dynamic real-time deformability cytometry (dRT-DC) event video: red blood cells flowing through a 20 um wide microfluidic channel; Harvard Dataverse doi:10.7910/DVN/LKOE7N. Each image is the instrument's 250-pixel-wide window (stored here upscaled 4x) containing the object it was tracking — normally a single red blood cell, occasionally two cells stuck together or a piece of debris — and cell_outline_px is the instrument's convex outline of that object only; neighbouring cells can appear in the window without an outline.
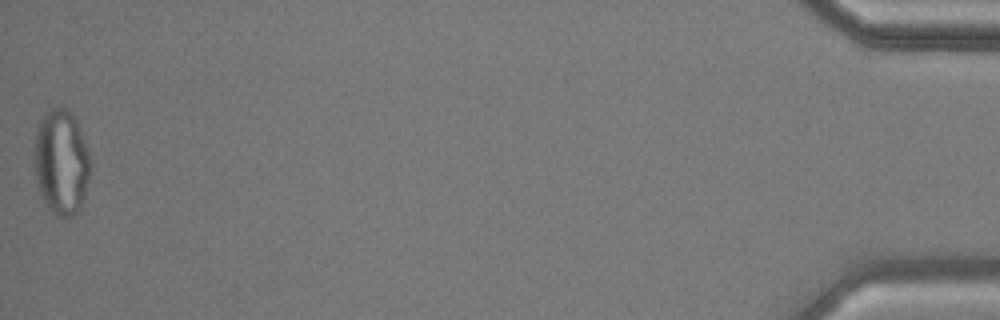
{"species": "common noctule bat (a hibernating species)", "species_latin": "Nyctalus noctula", "temperature_condition": "cold", "stored_images_in_passage": 46, "camera_frame_rate_fps": 3000, "um_per_image_px": 0.085, "animal": {"sex": "male", "body_mass_g": 17.9, "forearm_length_mm": 54.2}, "frame": {"image": 1, "passage_image": 46, "time_ms": 15.0, "image_size_px": [1000, 320], "cell_outline_px": [[92, 164], [80, 212], [72, 216], [56, 216], [48, 208], [40, 192], [36, 180], [36, 132], [40, 116], [48, 108], [64, 108], [76, 120], [88, 148]], "centroid_in_image_um": [5.24, 13.79], "position_along_channel_um": 430.0, "area_um2": 34.28}, "authors_computed_cell_mechanics": {"area_um2": 26.1256, "velocity_mm_per_s": 3.6083, "shape_relaxation_time_tau1_ms": null, "shape_relaxation_time_tau2_ms": 1.4065, "deformation_change_tau1": null, "deformation_change_tau2": 0.0845}}